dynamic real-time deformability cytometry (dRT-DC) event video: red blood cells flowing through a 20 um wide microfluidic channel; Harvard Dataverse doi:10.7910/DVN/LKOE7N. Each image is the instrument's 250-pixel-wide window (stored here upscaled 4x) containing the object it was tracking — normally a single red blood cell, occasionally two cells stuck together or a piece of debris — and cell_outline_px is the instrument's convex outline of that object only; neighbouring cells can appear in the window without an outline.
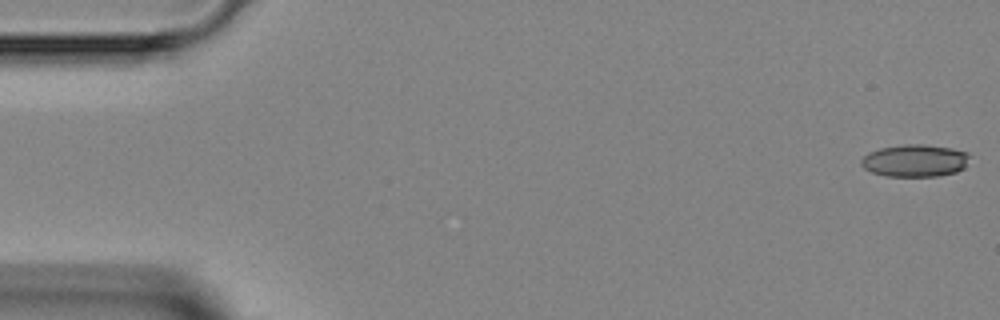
{"species": "Egyptian fruit bat (a non-hibernating species)", "species_latin": "Rousettus aegyptiacus", "temperature_condition": "room temperature", "stored_images_in_passage": 9, "camera_frame_rate_fps": 3000, "um_per_image_px": 0.085, "animal": {"sex": "female"}, "frame": {"image": 1, "passage_image": 1, "time_ms": 0.0, "image_size_px": [1000, 320], "cell_outline_px": [[968, 156], [964, 168], [956, 172], [940, 176], [888, 176], [872, 172], [864, 168], [860, 164], [860, 160], [868, 152], [880, 148], [904, 144], [924, 144], [952, 148], [968, 152]], "centroid_in_image_um": [77.75, 13.65], "position_along_channel_um": 7.2, "area_um2": 20.46}}